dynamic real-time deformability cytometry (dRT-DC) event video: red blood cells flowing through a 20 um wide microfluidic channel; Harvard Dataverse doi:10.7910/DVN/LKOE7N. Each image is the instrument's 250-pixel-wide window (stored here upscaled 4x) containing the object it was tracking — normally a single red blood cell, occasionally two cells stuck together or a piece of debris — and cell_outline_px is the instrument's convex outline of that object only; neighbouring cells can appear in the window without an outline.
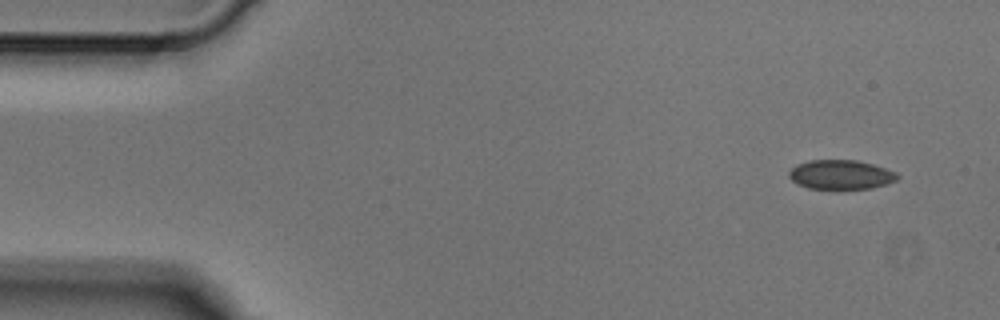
{"species": "Egyptian fruit bat (a non-hibernating species)", "species_latin": "Rousettus aegyptiacus", "temperature_condition": "cold", "stored_images_in_passage": 3, "camera_frame_rate_fps": 3000, "um_per_image_px": 0.085, "animal": {"sex": "male"}, "frame": {"image": 1, "passage_image": 1, "time_ms": 0.0, "image_size_px": [1000, 320], "cell_outline_px": [[900, 176], [896, 180], [872, 188], [836, 192], [808, 188], [796, 184], [788, 176], [788, 172], [796, 164], [808, 160], [856, 160], [872, 164], [896, 172]], "centroid_in_image_um": [71.42, 14.89], "position_along_channel_um": 13.6, "area_um2": 19.31}}